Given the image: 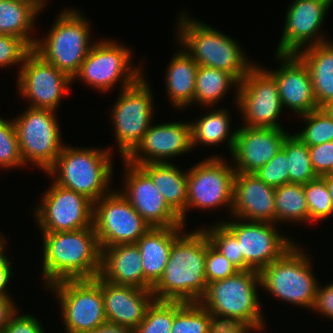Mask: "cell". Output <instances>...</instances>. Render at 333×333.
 Wrapping results in <instances>:
<instances>
[{
	"mask_svg": "<svg viewBox=\"0 0 333 333\" xmlns=\"http://www.w3.org/2000/svg\"><path fill=\"white\" fill-rule=\"evenodd\" d=\"M207 234L199 227L184 231L174 242L159 281L152 287L155 300L200 302L207 291L205 259Z\"/></svg>",
	"mask_w": 333,
	"mask_h": 333,
	"instance_id": "cell-1",
	"label": "cell"
},
{
	"mask_svg": "<svg viewBox=\"0 0 333 333\" xmlns=\"http://www.w3.org/2000/svg\"><path fill=\"white\" fill-rule=\"evenodd\" d=\"M41 233L45 288L67 279H93L100 273L101 249L94 226L76 231Z\"/></svg>",
	"mask_w": 333,
	"mask_h": 333,
	"instance_id": "cell-2",
	"label": "cell"
},
{
	"mask_svg": "<svg viewBox=\"0 0 333 333\" xmlns=\"http://www.w3.org/2000/svg\"><path fill=\"white\" fill-rule=\"evenodd\" d=\"M260 273L239 270L236 274L211 282L199 302L223 331L254 328L265 323L258 298Z\"/></svg>",
	"mask_w": 333,
	"mask_h": 333,
	"instance_id": "cell-3",
	"label": "cell"
},
{
	"mask_svg": "<svg viewBox=\"0 0 333 333\" xmlns=\"http://www.w3.org/2000/svg\"><path fill=\"white\" fill-rule=\"evenodd\" d=\"M188 16L181 12L176 22L180 47L198 65L227 71L241 82L256 64L246 58L244 50L231 36Z\"/></svg>",
	"mask_w": 333,
	"mask_h": 333,
	"instance_id": "cell-4",
	"label": "cell"
},
{
	"mask_svg": "<svg viewBox=\"0 0 333 333\" xmlns=\"http://www.w3.org/2000/svg\"><path fill=\"white\" fill-rule=\"evenodd\" d=\"M111 151L107 147L81 148L64 144L46 174L54 177V183L83 194L94 203L113 190L109 187L114 168Z\"/></svg>",
	"mask_w": 333,
	"mask_h": 333,
	"instance_id": "cell-5",
	"label": "cell"
},
{
	"mask_svg": "<svg viewBox=\"0 0 333 333\" xmlns=\"http://www.w3.org/2000/svg\"><path fill=\"white\" fill-rule=\"evenodd\" d=\"M77 9L60 11L48 35L36 39L33 50L45 61L71 78L79 71L82 62L93 46L91 27Z\"/></svg>",
	"mask_w": 333,
	"mask_h": 333,
	"instance_id": "cell-6",
	"label": "cell"
},
{
	"mask_svg": "<svg viewBox=\"0 0 333 333\" xmlns=\"http://www.w3.org/2000/svg\"><path fill=\"white\" fill-rule=\"evenodd\" d=\"M303 251L296 242L259 272L260 282L261 288L275 298L311 310L319 283L312 271L311 256Z\"/></svg>",
	"mask_w": 333,
	"mask_h": 333,
	"instance_id": "cell-7",
	"label": "cell"
},
{
	"mask_svg": "<svg viewBox=\"0 0 333 333\" xmlns=\"http://www.w3.org/2000/svg\"><path fill=\"white\" fill-rule=\"evenodd\" d=\"M59 301L66 333H89L107 322L100 275L93 279H67L47 287Z\"/></svg>",
	"mask_w": 333,
	"mask_h": 333,
	"instance_id": "cell-8",
	"label": "cell"
},
{
	"mask_svg": "<svg viewBox=\"0 0 333 333\" xmlns=\"http://www.w3.org/2000/svg\"><path fill=\"white\" fill-rule=\"evenodd\" d=\"M125 47L112 39L95 42L82 62L79 71L72 78L82 80L98 91L113 90L121 82V90L134 84L144 73L132 64V54Z\"/></svg>",
	"mask_w": 333,
	"mask_h": 333,
	"instance_id": "cell-9",
	"label": "cell"
},
{
	"mask_svg": "<svg viewBox=\"0 0 333 333\" xmlns=\"http://www.w3.org/2000/svg\"><path fill=\"white\" fill-rule=\"evenodd\" d=\"M54 110L32 108L13 118L23 163H33L46 172L56 161L64 144Z\"/></svg>",
	"mask_w": 333,
	"mask_h": 333,
	"instance_id": "cell-10",
	"label": "cell"
},
{
	"mask_svg": "<svg viewBox=\"0 0 333 333\" xmlns=\"http://www.w3.org/2000/svg\"><path fill=\"white\" fill-rule=\"evenodd\" d=\"M146 80L143 74L131 86L120 89L119 98L111 109L115 141L122 159L137 147L154 118V98Z\"/></svg>",
	"mask_w": 333,
	"mask_h": 333,
	"instance_id": "cell-11",
	"label": "cell"
},
{
	"mask_svg": "<svg viewBox=\"0 0 333 333\" xmlns=\"http://www.w3.org/2000/svg\"><path fill=\"white\" fill-rule=\"evenodd\" d=\"M93 226L101 250L136 244L151 228L118 189L94 202Z\"/></svg>",
	"mask_w": 333,
	"mask_h": 333,
	"instance_id": "cell-12",
	"label": "cell"
},
{
	"mask_svg": "<svg viewBox=\"0 0 333 333\" xmlns=\"http://www.w3.org/2000/svg\"><path fill=\"white\" fill-rule=\"evenodd\" d=\"M236 106L243 126L283 128L278 121L283 107L276 79L260 65L256 64L239 82Z\"/></svg>",
	"mask_w": 333,
	"mask_h": 333,
	"instance_id": "cell-13",
	"label": "cell"
},
{
	"mask_svg": "<svg viewBox=\"0 0 333 333\" xmlns=\"http://www.w3.org/2000/svg\"><path fill=\"white\" fill-rule=\"evenodd\" d=\"M33 211L40 232L76 231L93 226L94 203L83 194L52 183Z\"/></svg>",
	"mask_w": 333,
	"mask_h": 333,
	"instance_id": "cell-14",
	"label": "cell"
},
{
	"mask_svg": "<svg viewBox=\"0 0 333 333\" xmlns=\"http://www.w3.org/2000/svg\"><path fill=\"white\" fill-rule=\"evenodd\" d=\"M225 158L214 155L189 168L187 211L228 206L232 212L235 169Z\"/></svg>",
	"mask_w": 333,
	"mask_h": 333,
	"instance_id": "cell-15",
	"label": "cell"
},
{
	"mask_svg": "<svg viewBox=\"0 0 333 333\" xmlns=\"http://www.w3.org/2000/svg\"><path fill=\"white\" fill-rule=\"evenodd\" d=\"M18 68V93L20 97L30 100L28 107L56 111L63 95L70 90L72 78L45 61L33 49Z\"/></svg>",
	"mask_w": 333,
	"mask_h": 333,
	"instance_id": "cell-16",
	"label": "cell"
},
{
	"mask_svg": "<svg viewBox=\"0 0 333 333\" xmlns=\"http://www.w3.org/2000/svg\"><path fill=\"white\" fill-rule=\"evenodd\" d=\"M221 222L240 241V252L245 263L258 272L279 259L296 243L294 239L282 235L273 223L243 221L237 218Z\"/></svg>",
	"mask_w": 333,
	"mask_h": 333,
	"instance_id": "cell-17",
	"label": "cell"
},
{
	"mask_svg": "<svg viewBox=\"0 0 333 333\" xmlns=\"http://www.w3.org/2000/svg\"><path fill=\"white\" fill-rule=\"evenodd\" d=\"M121 160L125 182L119 191L139 215L151 227L184 226L181 217L166 203L151 177L140 166Z\"/></svg>",
	"mask_w": 333,
	"mask_h": 333,
	"instance_id": "cell-18",
	"label": "cell"
},
{
	"mask_svg": "<svg viewBox=\"0 0 333 333\" xmlns=\"http://www.w3.org/2000/svg\"><path fill=\"white\" fill-rule=\"evenodd\" d=\"M332 4L333 0H293L287 10L275 54H297L307 47L328 41L319 31Z\"/></svg>",
	"mask_w": 333,
	"mask_h": 333,
	"instance_id": "cell-19",
	"label": "cell"
},
{
	"mask_svg": "<svg viewBox=\"0 0 333 333\" xmlns=\"http://www.w3.org/2000/svg\"><path fill=\"white\" fill-rule=\"evenodd\" d=\"M191 149L190 122L151 124L140 143L125 160L134 165L170 163V158L187 154Z\"/></svg>",
	"mask_w": 333,
	"mask_h": 333,
	"instance_id": "cell-20",
	"label": "cell"
},
{
	"mask_svg": "<svg viewBox=\"0 0 333 333\" xmlns=\"http://www.w3.org/2000/svg\"><path fill=\"white\" fill-rule=\"evenodd\" d=\"M289 132L284 128H237L231 157L235 173H255L282 149Z\"/></svg>",
	"mask_w": 333,
	"mask_h": 333,
	"instance_id": "cell-21",
	"label": "cell"
},
{
	"mask_svg": "<svg viewBox=\"0 0 333 333\" xmlns=\"http://www.w3.org/2000/svg\"><path fill=\"white\" fill-rule=\"evenodd\" d=\"M278 70H266L276 79L283 109L289 108L298 116L318 109L310 72L296 54H274Z\"/></svg>",
	"mask_w": 333,
	"mask_h": 333,
	"instance_id": "cell-22",
	"label": "cell"
},
{
	"mask_svg": "<svg viewBox=\"0 0 333 333\" xmlns=\"http://www.w3.org/2000/svg\"><path fill=\"white\" fill-rule=\"evenodd\" d=\"M275 188L254 173H235L232 218L275 224Z\"/></svg>",
	"mask_w": 333,
	"mask_h": 333,
	"instance_id": "cell-23",
	"label": "cell"
},
{
	"mask_svg": "<svg viewBox=\"0 0 333 333\" xmlns=\"http://www.w3.org/2000/svg\"><path fill=\"white\" fill-rule=\"evenodd\" d=\"M108 322L136 329L155 300L152 290L111 283L100 276Z\"/></svg>",
	"mask_w": 333,
	"mask_h": 333,
	"instance_id": "cell-24",
	"label": "cell"
},
{
	"mask_svg": "<svg viewBox=\"0 0 333 333\" xmlns=\"http://www.w3.org/2000/svg\"><path fill=\"white\" fill-rule=\"evenodd\" d=\"M184 226L151 227L136 242L140 249L144 272V289L152 287L162 277L173 242L184 232ZM182 230V231H181Z\"/></svg>",
	"mask_w": 333,
	"mask_h": 333,
	"instance_id": "cell-25",
	"label": "cell"
},
{
	"mask_svg": "<svg viewBox=\"0 0 333 333\" xmlns=\"http://www.w3.org/2000/svg\"><path fill=\"white\" fill-rule=\"evenodd\" d=\"M99 275L114 284L144 289L139 247L136 244H120L102 249Z\"/></svg>",
	"mask_w": 333,
	"mask_h": 333,
	"instance_id": "cell-26",
	"label": "cell"
},
{
	"mask_svg": "<svg viewBox=\"0 0 333 333\" xmlns=\"http://www.w3.org/2000/svg\"><path fill=\"white\" fill-rule=\"evenodd\" d=\"M140 166L152 179L166 203L181 217L186 226L187 215V175L188 171L174 163H146Z\"/></svg>",
	"mask_w": 333,
	"mask_h": 333,
	"instance_id": "cell-27",
	"label": "cell"
},
{
	"mask_svg": "<svg viewBox=\"0 0 333 333\" xmlns=\"http://www.w3.org/2000/svg\"><path fill=\"white\" fill-rule=\"evenodd\" d=\"M307 66L319 108L333 101V41L307 47L296 54Z\"/></svg>",
	"mask_w": 333,
	"mask_h": 333,
	"instance_id": "cell-28",
	"label": "cell"
},
{
	"mask_svg": "<svg viewBox=\"0 0 333 333\" xmlns=\"http://www.w3.org/2000/svg\"><path fill=\"white\" fill-rule=\"evenodd\" d=\"M198 66L183 48L178 50L169 62L165 75V88L174 107L185 109L194 103Z\"/></svg>",
	"mask_w": 333,
	"mask_h": 333,
	"instance_id": "cell-29",
	"label": "cell"
},
{
	"mask_svg": "<svg viewBox=\"0 0 333 333\" xmlns=\"http://www.w3.org/2000/svg\"><path fill=\"white\" fill-rule=\"evenodd\" d=\"M41 12L30 0H0V34L19 37L33 49L37 37L31 32Z\"/></svg>",
	"mask_w": 333,
	"mask_h": 333,
	"instance_id": "cell-30",
	"label": "cell"
},
{
	"mask_svg": "<svg viewBox=\"0 0 333 333\" xmlns=\"http://www.w3.org/2000/svg\"><path fill=\"white\" fill-rule=\"evenodd\" d=\"M228 112L227 108L215 109L214 111H208L194 122L191 121L192 147H197V144L218 146L220 143L227 141L228 150L231 154L237 129L230 133L232 120Z\"/></svg>",
	"mask_w": 333,
	"mask_h": 333,
	"instance_id": "cell-31",
	"label": "cell"
},
{
	"mask_svg": "<svg viewBox=\"0 0 333 333\" xmlns=\"http://www.w3.org/2000/svg\"><path fill=\"white\" fill-rule=\"evenodd\" d=\"M231 87L236 89L234 104L237 105L239 81L227 71L199 65L195 80L194 102L204 107L209 106V109L210 106L217 105L216 103L227 95Z\"/></svg>",
	"mask_w": 333,
	"mask_h": 333,
	"instance_id": "cell-32",
	"label": "cell"
},
{
	"mask_svg": "<svg viewBox=\"0 0 333 333\" xmlns=\"http://www.w3.org/2000/svg\"><path fill=\"white\" fill-rule=\"evenodd\" d=\"M199 302L173 301L171 333H224Z\"/></svg>",
	"mask_w": 333,
	"mask_h": 333,
	"instance_id": "cell-33",
	"label": "cell"
},
{
	"mask_svg": "<svg viewBox=\"0 0 333 333\" xmlns=\"http://www.w3.org/2000/svg\"><path fill=\"white\" fill-rule=\"evenodd\" d=\"M274 207L275 225L281 222L309 223V209L303 184L286 183L275 188Z\"/></svg>",
	"mask_w": 333,
	"mask_h": 333,
	"instance_id": "cell-34",
	"label": "cell"
},
{
	"mask_svg": "<svg viewBox=\"0 0 333 333\" xmlns=\"http://www.w3.org/2000/svg\"><path fill=\"white\" fill-rule=\"evenodd\" d=\"M282 150L288 160L289 183L304 185L318 177L313 171L309 147L296 134L286 137Z\"/></svg>",
	"mask_w": 333,
	"mask_h": 333,
	"instance_id": "cell-35",
	"label": "cell"
},
{
	"mask_svg": "<svg viewBox=\"0 0 333 333\" xmlns=\"http://www.w3.org/2000/svg\"><path fill=\"white\" fill-rule=\"evenodd\" d=\"M305 128L295 133L308 147L333 141V118L324 108L300 115Z\"/></svg>",
	"mask_w": 333,
	"mask_h": 333,
	"instance_id": "cell-36",
	"label": "cell"
},
{
	"mask_svg": "<svg viewBox=\"0 0 333 333\" xmlns=\"http://www.w3.org/2000/svg\"><path fill=\"white\" fill-rule=\"evenodd\" d=\"M210 226L201 227L209 242L239 270H252L244 261L240 252V241L236 236L222 222Z\"/></svg>",
	"mask_w": 333,
	"mask_h": 333,
	"instance_id": "cell-37",
	"label": "cell"
},
{
	"mask_svg": "<svg viewBox=\"0 0 333 333\" xmlns=\"http://www.w3.org/2000/svg\"><path fill=\"white\" fill-rule=\"evenodd\" d=\"M309 223L331 217L333 214L332 201L325 181L321 177L304 184Z\"/></svg>",
	"mask_w": 333,
	"mask_h": 333,
	"instance_id": "cell-38",
	"label": "cell"
},
{
	"mask_svg": "<svg viewBox=\"0 0 333 333\" xmlns=\"http://www.w3.org/2000/svg\"><path fill=\"white\" fill-rule=\"evenodd\" d=\"M173 301L154 300L134 333H171Z\"/></svg>",
	"mask_w": 333,
	"mask_h": 333,
	"instance_id": "cell-39",
	"label": "cell"
},
{
	"mask_svg": "<svg viewBox=\"0 0 333 333\" xmlns=\"http://www.w3.org/2000/svg\"><path fill=\"white\" fill-rule=\"evenodd\" d=\"M25 166L20 155L18 137L13 120L0 117V167L22 168Z\"/></svg>",
	"mask_w": 333,
	"mask_h": 333,
	"instance_id": "cell-40",
	"label": "cell"
},
{
	"mask_svg": "<svg viewBox=\"0 0 333 333\" xmlns=\"http://www.w3.org/2000/svg\"><path fill=\"white\" fill-rule=\"evenodd\" d=\"M239 269L221 254L207 238V253L205 259V277L207 284L228 278Z\"/></svg>",
	"mask_w": 333,
	"mask_h": 333,
	"instance_id": "cell-41",
	"label": "cell"
},
{
	"mask_svg": "<svg viewBox=\"0 0 333 333\" xmlns=\"http://www.w3.org/2000/svg\"><path fill=\"white\" fill-rule=\"evenodd\" d=\"M256 174L265 184L277 188L289 183L288 160L281 149L272 160L259 168Z\"/></svg>",
	"mask_w": 333,
	"mask_h": 333,
	"instance_id": "cell-42",
	"label": "cell"
},
{
	"mask_svg": "<svg viewBox=\"0 0 333 333\" xmlns=\"http://www.w3.org/2000/svg\"><path fill=\"white\" fill-rule=\"evenodd\" d=\"M32 48L21 38L0 34V68L24 63Z\"/></svg>",
	"mask_w": 333,
	"mask_h": 333,
	"instance_id": "cell-43",
	"label": "cell"
},
{
	"mask_svg": "<svg viewBox=\"0 0 333 333\" xmlns=\"http://www.w3.org/2000/svg\"><path fill=\"white\" fill-rule=\"evenodd\" d=\"M309 153L316 175H328L333 169V141L309 147Z\"/></svg>",
	"mask_w": 333,
	"mask_h": 333,
	"instance_id": "cell-44",
	"label": "cell"
},
{
	"mask_svg": "<svg viewBox=\"0 0 333 333\" xmlns=\"http://www.w3.org/2000/svg\"><path fill=\"white\" fill-rule=\"evenodd\" d=\"M17 312L10 318L4 328V333H44L41 322L33 314H22ZM19 315V316H18Z\"/></svg>",
	"mask_w": 333,
	"mask_h": 333,
	"instance_id": "cell-45",
	"label": "cell"
},
{
	"mask_svg": "<svg viewBox=\"0 0 333 333\" xmlns=\"http://www.w3.org/2000/svg\"><path fill=\"white\" fill-rule=\"evenodd\" d=\"M320 286L321 284H319L311 310L333 320V282L322 288Z\"/></svg>",
	"mask_w": 333,
	"mask_h": 333,
	"instance_id": "cell-46",
	"label": "cell"
},
{
	"mask_svg": "<svg viewBox=\"0 0 333 333\" xmlns=\"http://www.w3.org/2000/svg\"><path fill=\"white\" fill-rule=\"evenodd\" d=\"M11 264L10 258L6 255L0 259V297H10L9 292H7L8 289L6 288L9 286L8 283H10L12 276L11 272L13 267Z\"/></svg>",
	"mask_w": 333,
	"mask_h": 333,
	"instance_id": "cell-47",
	"label": "cell"
},
{
	"mask_svg": "<svg viewBox=\"0 0 333 333\" xmlns=\"http://www.w3.org/2000/svg\"><path fill=\"white\" fill-rule=\"evenodd\" d=\"M17 310L16 303L11 297H0V331L4 330Z\"/></svg>",
	"mask_w": 333,
	"mask_h": 333,
	"instance_id": "cell-48",
	"label": "cell"
},
{
	"mask_svg": "<svg viewBox=\"0 0 333 333\" xmlns=\"http://www.w3.org/2000/svg\"><path fill=\"white\" fill-rule=\"evenodd\" d=\"M89 333H134V329L107 321Z\"/></svg>",
	"mask_w": 333,
	"mask_h": 333,
	"instance_id": "cell-49",
	"label": "cell"
},
{
	"mask_svg": "<svg viewBox=\"0 0 333 333\" xmlns=\"http://www.w3.org/2000/svg\"><path fill=\"white\" fill-rule=\"evenodd\" d=\"M265 324L262 326H258V327H254V328H239V329H233V330H229L227 331L228 333H249V332H257V333H261L264 331L265 328Z\"/></svg>",
	"mask_w": 333,
	"mask_h": 333,
	"instance_id": "cell-50",
	"label": "cell"
},
{
	"mask_svg": "<svg viewBox=\"0 0 333 333\" xmlns=\"http://www.w3.org/2000/svg\"><path fill=\"white\" fill-rule=\"evenodd\" d=\"M326 183V186L329 190V194L331 197V201H332V207H333V178L330 177L329 175H321L320 176Z\"/></svg>",
	"mask_w": 333,
	"mask_h": 333,
	"instance_id": "cell-51",
	"label": "cell"
},
{
	"mask_svg": "<svg viewBox=\"0 0 333 333\" xmlns=\"http://www.w3.org/2000/svg\"><path fill=\"white\" fill-rule=\"evenodd\" d=\"M5 243H7L5 240V236H3V234L0 233V259L6 254L5 249H7L6 248L7 244Z\"/></svg>",
	"mask_w": 333,
	"mask_h": 333,
	"instance_id": "cell-52",
	"label": "cell"
},
{
	"mask_svg": "<svg viewBox=\"0 0 333 333\" xmlns=\"http://www.w3.org/2000/svg\"><path fill=\"white\" fill-rule=\"evenodd\" d=\"M30 1H32L36 6H38L41 10H43L47 0H30Z\"/></svg>",
	"mask_w": 333,
	"mask_h": 333,
	"instance_id": "cell-53",
	"label": "cell"
},
{
	"mask_svg": "<svg viewBox=\"0 0 333 333\" xmlns=\"http://www.w3.org/2000/svg\"><path fill=\"white\" fill-rule=\"evenodd\" d=\"M327 113L333 118V101L329 102L326 106L323 107Z\"/></svg>",
	"mask_w": 333,
	"mask_h": 333,
	"instance_id": "cell-54",
	"label": "cell"
},
{
	"mask_svg": "<svg viewBox=\"0 0 333 333\" xmlns=\"http://www.w3.org/2000/svg\"><path fill=\"white\" fill-rule=\"evenodd\" d=\"M328 175L333 178V169L330 171Z\"/></svg>",
	"mask_w": 333,
	"mask_h": 333,
	"instance_id": "cell-55",
	"label": "cell"
}]
</instances>
